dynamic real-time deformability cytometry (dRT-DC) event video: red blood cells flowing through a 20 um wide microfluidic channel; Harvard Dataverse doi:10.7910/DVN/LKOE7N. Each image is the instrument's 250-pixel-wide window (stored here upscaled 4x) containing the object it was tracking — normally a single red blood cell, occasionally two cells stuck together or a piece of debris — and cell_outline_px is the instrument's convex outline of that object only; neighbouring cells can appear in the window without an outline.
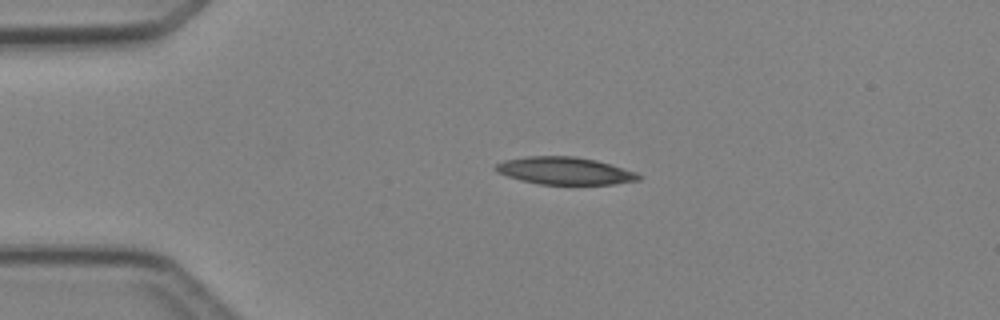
{"species": "Egyptian fruit bat (a non-hibernating species)", "species_latin": "Rousettus aegyptiacus", "temperature_condition": "cold", "stored_images_in_passage": 3, "camera_frame_rate_fps": 3000, "um_per_image_px": 0.085, "animal": {"sex": "female"}, "frame": {"image": 1, "passage_image": 1, "time_ms": 0.0, "image_size_px": [1000, 320], "cell_outline_px": [[644, 176], [640, 180], [616, 184], [540, 184], [520, 180], [496, 172], [492, 168], [496, 164], [504, 160], [528, 156], [576, 156], [596, 160], [636, 172]], "centroid_in_image_um": [48.01, 14.52], "position_along_channel_um": 37.0, "area_um2": 22.95}}
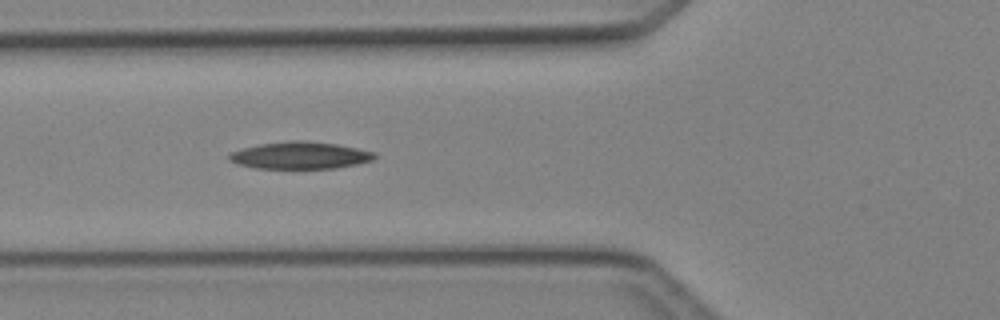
{"frame": {"image": 2, "passage_image": 3, "time_ms": 2.333, "image_size_px": [1000, 320], "cell_outline_px": [[376, 156], [372, 160], [356, 164], [336, 168], [256, 168], [240, 164], [232, 160], [228, 156], [232, 152], [244, 148], [260, 144], [288, 140], [308, 140], [336, 144], [376, 152]], "centroid_in_image_um": [25.56, 13.19], "position_along_channel_um": 100.2, "area_um2": 22.72}}